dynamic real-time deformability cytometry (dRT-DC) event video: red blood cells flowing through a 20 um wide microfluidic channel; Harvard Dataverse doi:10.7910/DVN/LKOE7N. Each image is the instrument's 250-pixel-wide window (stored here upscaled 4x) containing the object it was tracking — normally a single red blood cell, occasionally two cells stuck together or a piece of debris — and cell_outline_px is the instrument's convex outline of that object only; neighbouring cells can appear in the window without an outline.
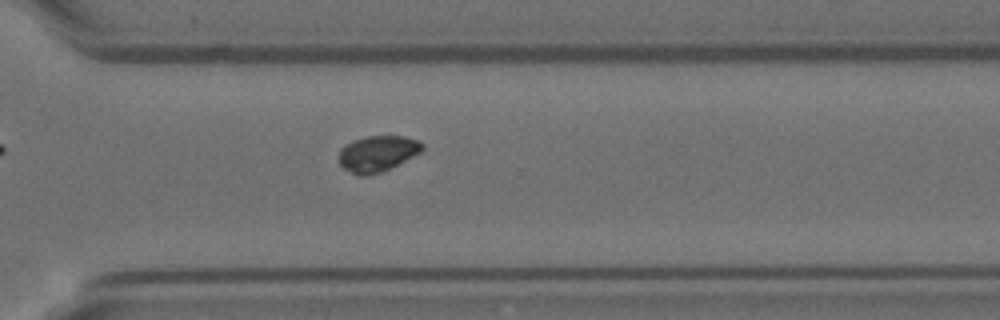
{"species": "Egyptian fruit bat (a non-hibernating species)", "species_latin": "Rousettus aegyptiacus", "temperature_condition": "room temperature", "stored_images_in_passage": 8, "camera_frame_rate_fps": 3000, "um_per_image_px": 0.085, "animal": {"sex": "female"}, "frame": {"image": 1, "passage_image": 8, "time_ms": 2.333, "image_size_px": [1000, 320], "cell_outline_px": [[424, 148], [420, 152], [380, 172], [368, 176], [360, 176], [344, 168], [340, 164], [340, 152], [352, 140], [364, 136], [404, 136], [420, 140], [424, 144]], "centroid_in_image_um": [32.11, 13.03], "position_along_channel_um": 338.5, "area_um2": 17.11}}